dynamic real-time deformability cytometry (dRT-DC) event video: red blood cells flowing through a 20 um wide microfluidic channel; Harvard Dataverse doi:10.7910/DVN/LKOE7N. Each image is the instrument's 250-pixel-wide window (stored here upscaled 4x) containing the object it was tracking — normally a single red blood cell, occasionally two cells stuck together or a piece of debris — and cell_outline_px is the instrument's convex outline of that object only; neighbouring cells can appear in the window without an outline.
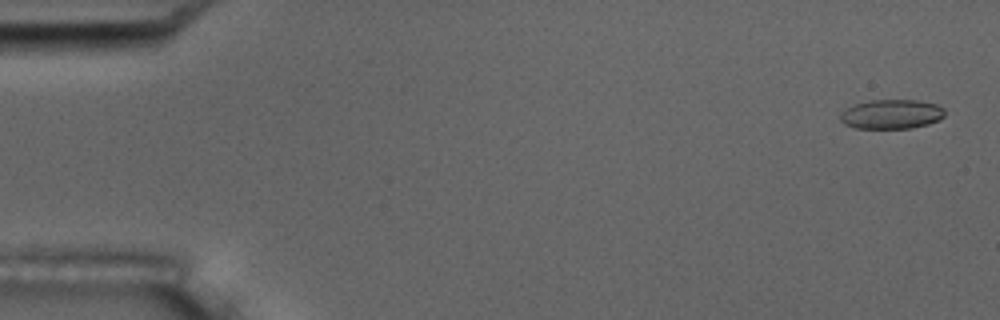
{"species": "common noctule bat (a hibernating species)", "species_latin": "Nyctalus noctula", "temperature_condition": "room temperature", "stored_images_in_passage": 54, "camera_frame_rate_fps": 3000, "um_per_image_px": 0.085, "animal": {"sex": "male", "body_mass_g": 17.5, "forearm_length_mm": 52.3}, "frame": {"image": 1, "passage_image": 2, "time_ms": 0.333, "image_size_px": [1000, 320], "cell_outline_px": [[944, 116], [940, 120], [928, 124], [912, 128], [856, 128], [844, 124], [840, 120], [840, 116], [848, 108], [856, 104], [872, 100], [916, 100], [936, 104], [944, 108]], "centroid_in_image_um": [75.82, 9.71], "position_along_channel_um": 9.2, "area_um2": 17.74}}
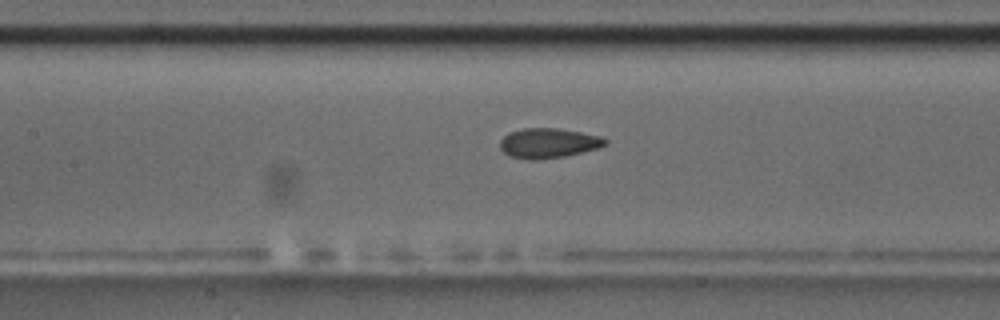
{"frame": {"image": 2, "passage_image": 25, "time_ms": 8.0, "image_size_px": [1000, 320], "cell_outline_px": [[608, 144], [600, 148], [564, 156], [536, 160], [528, 160], [512, 156], [504, 152], [500, 148], [500, 140], [508, 132], [524, 128], [556, 128], [580, 132], [600, 136], [608, 140]], "centroid_in_image_um": [46.62, 12.16], "position_along_channel_um": 160.8, "area_um2": 18.32}}
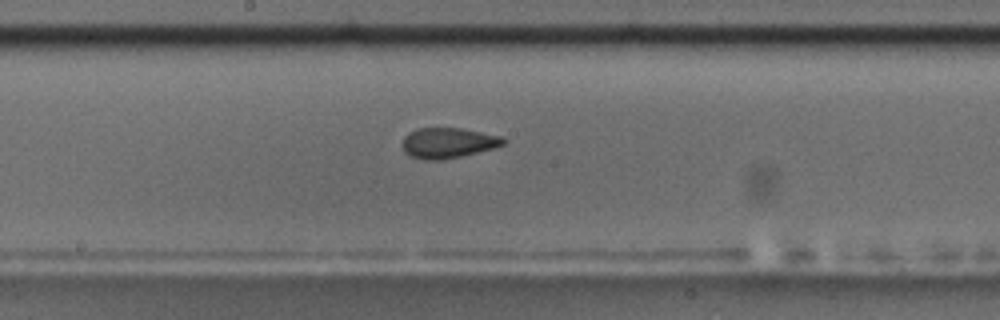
{"frame": {"image": 3, "passage_image": 29, "time_ms": 9.333, "image_size_px": [1000, 320], "cell_outline_px": [[508, 140], [504, 144], [492, 148], [444, 160], [424, 160], [412, 156], [404, 152], [404, 136], [408, 132], [416, 128], [460, 128], [500, 136]], "centroid_in_image_um": [38.06, 12.14], "position_along_channel_um": 210.1, "area_um2": 17.69}, "authors_computed_cell_mechanics": {"area_um2": 18.1781, "velocity_mm_per_s": 3.733, "shape_relaxation_time_tau1_ms": null, "shape_relaxation_time_tau2_ms": 2.0212, "deformation_change_tau1": null, "deformation_change_tau2": 0.0904}}